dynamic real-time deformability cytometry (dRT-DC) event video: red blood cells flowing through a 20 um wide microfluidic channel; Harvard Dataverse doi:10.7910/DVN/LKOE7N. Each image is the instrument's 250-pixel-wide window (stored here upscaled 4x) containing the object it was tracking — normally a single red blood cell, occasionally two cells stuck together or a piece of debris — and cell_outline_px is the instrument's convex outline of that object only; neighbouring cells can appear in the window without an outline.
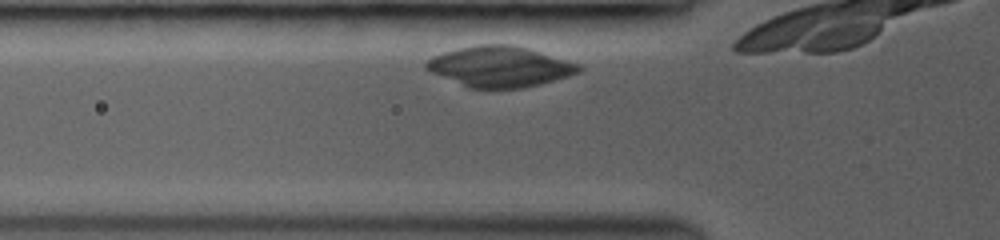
{"species": "common noctule bat (a hibernating species)", "species_latin": "Nyctalus noctula", "temperature_condition": "room temperature", "stored_images_in_passage": 5, "camera_frame_rate_fps": 3000, "um_per_image_px": 0.085, "animal": {"sex": "female", "body_mass_g": 19.0, "forearm_length_mm": 53.3}, "frame": {"image": 1, "passage_image": 2, "time_ms": 0.333, "image_size_px": [1000, 240], "cell_outline_px": [[580, 72], [568, 76], [540, 84], [524, 88], [468, 88], [432, 72], [424, 68], [424, 64], [432, 56], [444, 52], [460, 48], [480, 44], [512, 44], [528, 48], [580, 64]], "centroid_in_image_um": [42.48, 5.66], "position_along_channel_um": 83.3, "area_um2": 35.89}}
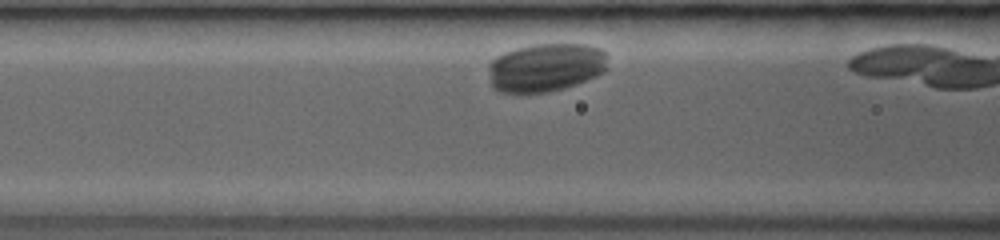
{"frame": {"image": 2, "passage_image": 4, "time_ms": 1.333, "image_size_px": [1000, 240], "cell_outline_px": [[608, 68], [604, 72], [596, 76], [576, 84], [564, 88], [548, 92], [500, 92], [492, 88], [488, 68], [488, 64], [496, 56], [504, 52], [516, 48], [536, 44], [584, 44], [600, 48], [608, 56]], "centroid_in_image_um": [46.4, 5.72], "position_along_channel_um": 120.2, "area_um2": 33.93}}